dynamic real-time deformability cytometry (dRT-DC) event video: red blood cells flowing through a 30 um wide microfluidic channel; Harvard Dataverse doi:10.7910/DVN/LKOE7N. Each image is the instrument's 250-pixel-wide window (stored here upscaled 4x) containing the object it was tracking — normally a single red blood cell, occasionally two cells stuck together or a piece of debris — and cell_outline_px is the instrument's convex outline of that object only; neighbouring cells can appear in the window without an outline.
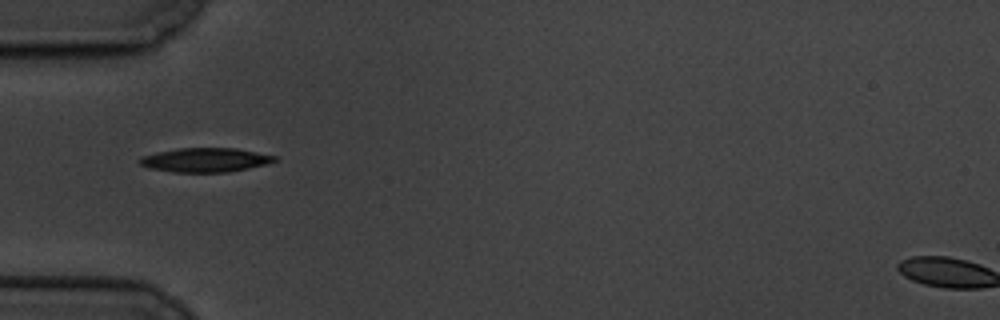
{"species": "common noctule bat (a hibernating species)", "species_latin": "Nyctalus noctula", "temperature_condition": "cold", "stored_images_in_passage": 3, "camera_frame_rate_fps": 3000, "um_per_image_px": 0.085, "animal": {"sex": "male", "body_mass_g": 19.5, "forearm_length_mm": 54.6}, "frame": {"image": 1, "passage_image": 1, "time_ms": 0.0, "image_size_px": [1000, 320], "cell_outline_px": [[280, 160], [268, 164], [228, 172], [172, 172], [148, 168], [140, 164], [140, 156], [156, 152], [180, 148], [236, 148], [280, 156]], "centroid_in_image_um": [17.51, 13.59], "position_along_channel_um": 67.5, "area_um2": 19.25}}
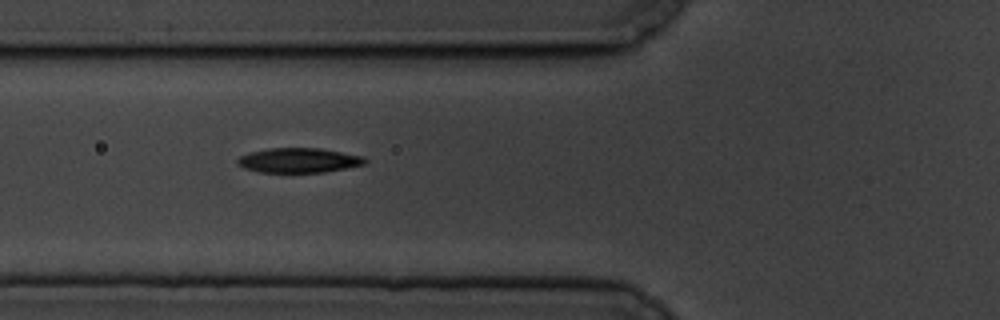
{"frame": {"image": 2, "passage_image": 2, "time_ms": 1.0, "image_size_px": [1000, 320], "cell_outline_px": [[368, 160], [364, 164], [324, 172], [260, 172], [244, 168], [236, 164], [236, 160], [240, 156], [248, 152], [268, 148], [320, 148], [364, 156]], "centroid_in_image_um": [25.36, 13.62], "position_along_channel_um": 100.4, "area_um2": 18.38}}
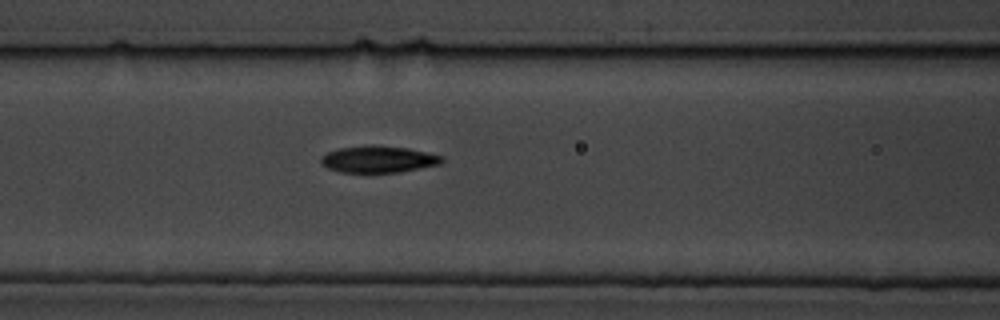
{"frame": {"image": 3, "passage_image": 3, "time_ms": 2.0, "image_size_px": [1000, 320], "cell_outline_px": [[444, 160], [440, 164], [400, 172], [340, 172], [328, 168], [320, 164], [320, 156], [328, 152], [340, 148], [372, 144], [408, 148], [444, 156]], "centroid_in_image_um": [32.15, 13.53], "position_along_channel_um": 134.5, "area_um2": 18.96}}